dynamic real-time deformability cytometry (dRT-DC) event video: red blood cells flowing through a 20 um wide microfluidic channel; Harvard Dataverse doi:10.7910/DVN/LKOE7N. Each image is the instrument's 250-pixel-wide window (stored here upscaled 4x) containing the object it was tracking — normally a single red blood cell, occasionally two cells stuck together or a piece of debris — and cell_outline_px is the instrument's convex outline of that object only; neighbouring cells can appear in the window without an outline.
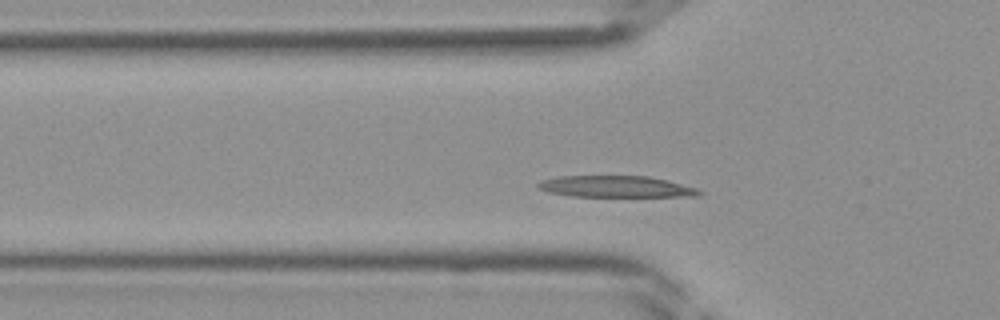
{"species": "Egyptian fruit bat (a non-hibernating species)", "species_latin": "Rousettus aegyptiacus", "temperature_condition": "room temperature", "stored_images_in_passage": 34, "camera_frame_rate_fps": 3000, "um_per_image_px": 0.085, "frame": {"image": 1, "passage_image": 5, "time_ms": 1.333, "image_size_px": [1000, 320], "cell_outline_px": [[704, 192], [700, 196], [572, 196], [548, 192], [540, 188], [536, 184], [540, 180], [560, 176], [648, 176], [668, 180], [696, 188]], "centroid_in_image_um": [52.37, 15.85], "position_along_channel_um": 73.4, "area_um2": 20.06}}
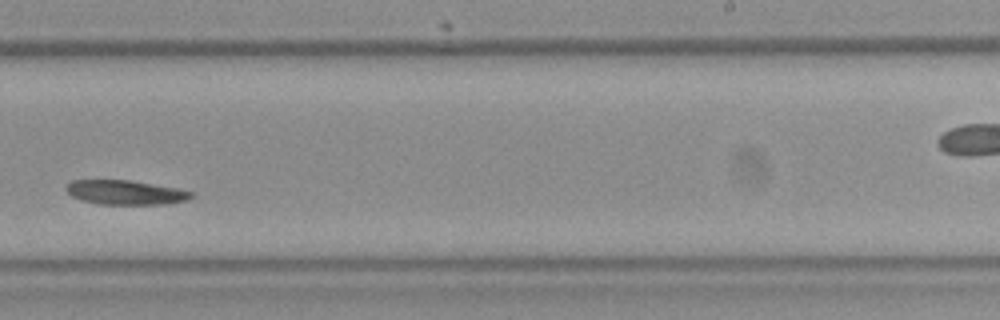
{"frame": {"image": 2, "passage_image": 18, "time_ms": 5.667, "image_size_px": [1000, 320], "cell_outline_px": [[192, 196], [184, 200], [164, 204], [100, 204], [80, 200], [72, 196], [64, 188], [72, 180], [128, 180], [180, 188], [192, 192]], "centroid_in_image_um": [10.63, 16.35], "position_along_channel_um": 278.4, "area_um2": 17.63}}
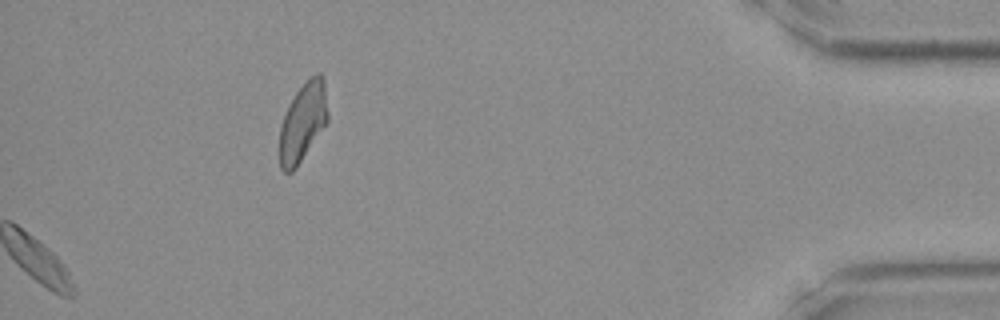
{"frame": {"image": 3, "passage_image": 34, "time_ms": 11.0, "image_size_px": [1000, 320], "cell_outline_px": [[328, 120], [296, 168], [292, 172], [284, 172], [280, 168], [280, 128], [284, 116], [296, 92], [316, 72], [320, 72], [324, 76], [328, 112]], "centroid_in_image_um": [25.76, 10.37], "position_along_channel_um": 409.4, "area_um2": 21.73}}